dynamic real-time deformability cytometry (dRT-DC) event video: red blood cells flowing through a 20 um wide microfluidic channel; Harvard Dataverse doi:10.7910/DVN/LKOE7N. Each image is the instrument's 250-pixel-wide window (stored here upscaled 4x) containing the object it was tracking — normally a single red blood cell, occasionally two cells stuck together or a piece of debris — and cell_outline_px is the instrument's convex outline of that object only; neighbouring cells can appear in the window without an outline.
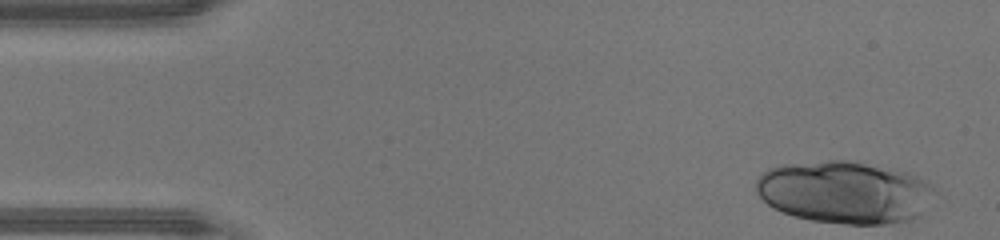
{"species": "human", "species_latin": "Homo sapiens", "temperature_condition": "warm", "stored_images_in_passage": 12, "camera_frame_rate_fps": 3000, "um_per_image_px": 0.085, "donor": {"sex": "male"}, "frame": {"image": 1, "passage_image": 1, "time_ms": 0.0, "image_size_px": [1000, 240], "cell_outline_px": [[936, 192], [920, 216], [912, 220], [884, 224], [844, 224], [812, 220], [796, 216], [784, 212], [768, 204], [756, 192], [756, 180], [768, 168], [780, 164], [828, 160], [856, 160], [896, 168], [908, 172], [932, 184]], "centroid_in_image_um": [71.84, 16.31], "position_along_channel_um": 13.2, "area_um2": 65.66}}
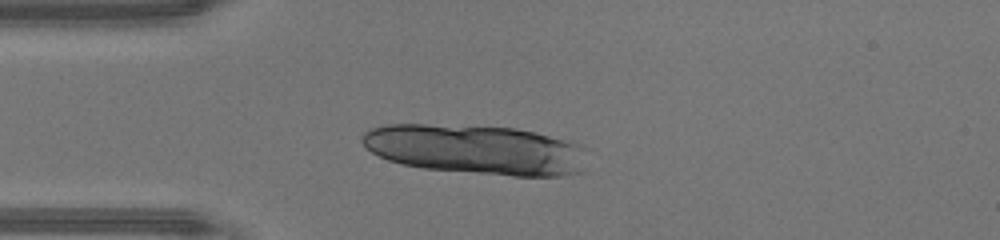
{"frame": {"image": 2, "passage_image": 10, "time_ms": 3.0, "image_size_px": [1000, 240], "cell_outline_px": [[584, 172], [564, 176], [512, 176], [424, 168], [404, 164], [388, 160], [372, 152], [360, 140], [360, 136], [364, 132], [372, 128], [388, 124], [424, 124], [516, 128], [548, 136], [576, 144], [584, 148]], "centroid_in_image_um": [40.43, 12.72], "position_along_channel_um": 44.6, "area_um2": 64.79}}